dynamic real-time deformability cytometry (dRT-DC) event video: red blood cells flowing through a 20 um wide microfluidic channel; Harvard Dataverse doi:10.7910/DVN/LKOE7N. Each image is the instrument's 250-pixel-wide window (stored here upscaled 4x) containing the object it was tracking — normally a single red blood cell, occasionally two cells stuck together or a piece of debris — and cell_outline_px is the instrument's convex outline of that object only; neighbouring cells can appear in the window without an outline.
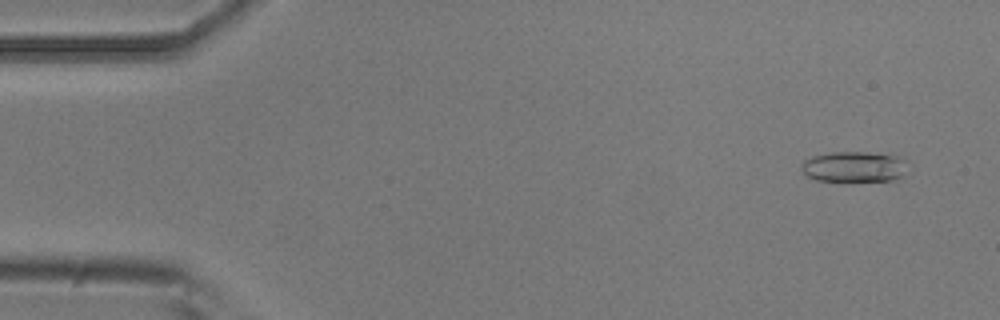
{"species": "common noctule bat (a hibernating species)", "species_latin": "Nyctalus noctula", "temperature_condition": "room temperature", "stored_images_in_passage": 9, "camera_frame_rate_fps": 3000, "um_per_image_px": 0.085, "animal": {"sex": "male", "body_mass_g": 20.5, "forearm_length_mm": 52.5}, "frame": {"image": 1, "passage_image": 1, "time_ms": 0.0, "image_size_px": [1000, 320], "cell_outline_px": [[908, 160], [904, 176], [892, 180], [816, 180], [804, 176], [800, 168], [804, 160], [812, 156], [832, 152], [868, 152], [900, 156]], "centroid_in_image_um": [72.61, 14.16], "position_along_channel_um": 12.4, "area_um2": 19.13}}
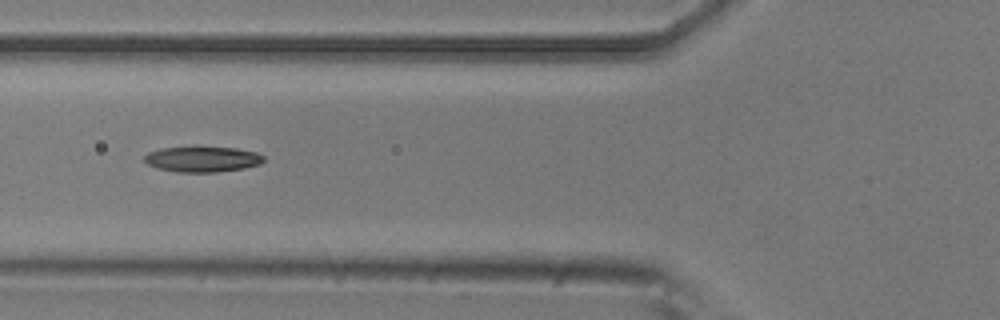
{"frame": {"image": 2, "passage_image": 6, "time_ms": 1.667, "image_size_px": [1000, 320], "cell_outline_px": [[264, 160], [260, 164], [244, 168], [216, 172], [176, 172], [156, 168], [148, 164], [144, 160], [144, 156], [148, 152], [160, 148], [196, 144], [236, 148], [256, 152], [264, 156]], "centroid_in_image_um": [17.17, 13.48], "position_along_channel_um": 108.6, "area_um2": 18.61}}
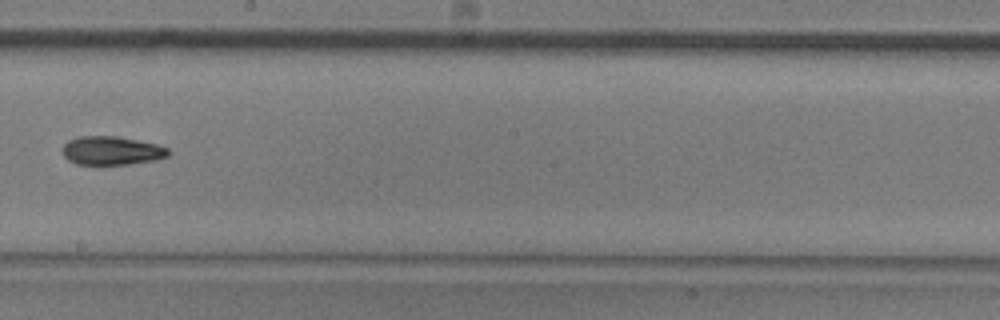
{"frame": {"image": 3, "passage_image": 9, "time_ms": 2.667, "image_size_px": [1000, 320], "cell_outline_px": [[168, 156], [156, 160], [128, 164], [76, 164], [68, 160], [64, 156], [64, 144], [68, 140], [80, 136], [116, 136], [156, 144], [168, 148]], "centroid_in_image_um": [9.48, 12.8], "position_along_channel_um": 238.7, "area_um2": 17.46}}